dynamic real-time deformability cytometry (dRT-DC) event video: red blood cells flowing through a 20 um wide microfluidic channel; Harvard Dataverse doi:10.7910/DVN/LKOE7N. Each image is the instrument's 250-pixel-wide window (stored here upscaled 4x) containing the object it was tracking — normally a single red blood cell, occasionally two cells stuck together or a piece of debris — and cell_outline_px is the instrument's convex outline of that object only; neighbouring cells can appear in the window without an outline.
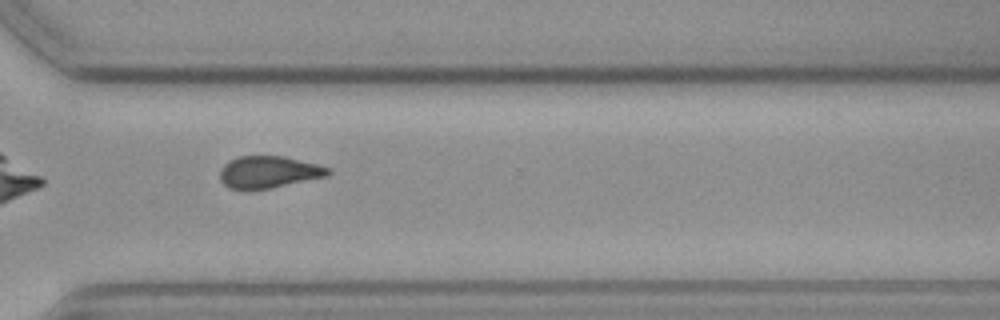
{"species": "common noctule bat (a hibernating species)", "species_latin": "Nyctalus noctula", "temperature_condition": "cold", "stored_images_in_passage": 12, "camera_frame_rate_fps": 3000, "um_per_image_px": 0.085, "animal": {"sex": "female", "body_mass_g": 19.3, "forearm_length_mm": 54.1}, "frame": {"image": 1, "passage_image": 9, "time_ms": 10.0, "image_size_px": [1000, 320], "cell_outline_px": [[332, 172], [328, 176], [268, 188], [228, 188], [220, 180], [220, 168], [228, 160], [240, 156], [284, 156], [332, 168]], "centroid_in_image_um": [22.85, 14.6], "position_along_channel_um": 347.8, "area_um2": 19.94}}
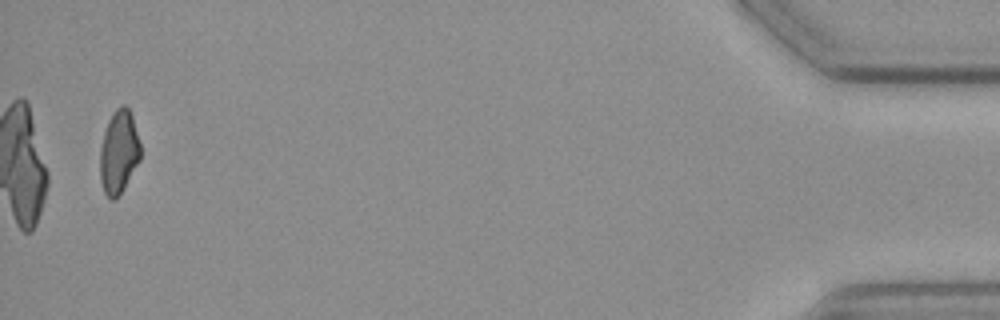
{"frame": {"image": 2, "passage_image": 12, "time_ms": 14.667, "image_size_px": [1000, 320], "cell_outline_px": [[140, 160], [116, 200], [108, 200], [104, 192], [100, 180], [100, 148], [104, 132], [108, 120], [112, 112], [116, 108], [124, 104], [128, 108], [132, 116], [140, 144]], "centroid_in_image_um": [10.08, 12.94], "position_along_channel_um": 425.1, "area_um2": 19.65}}